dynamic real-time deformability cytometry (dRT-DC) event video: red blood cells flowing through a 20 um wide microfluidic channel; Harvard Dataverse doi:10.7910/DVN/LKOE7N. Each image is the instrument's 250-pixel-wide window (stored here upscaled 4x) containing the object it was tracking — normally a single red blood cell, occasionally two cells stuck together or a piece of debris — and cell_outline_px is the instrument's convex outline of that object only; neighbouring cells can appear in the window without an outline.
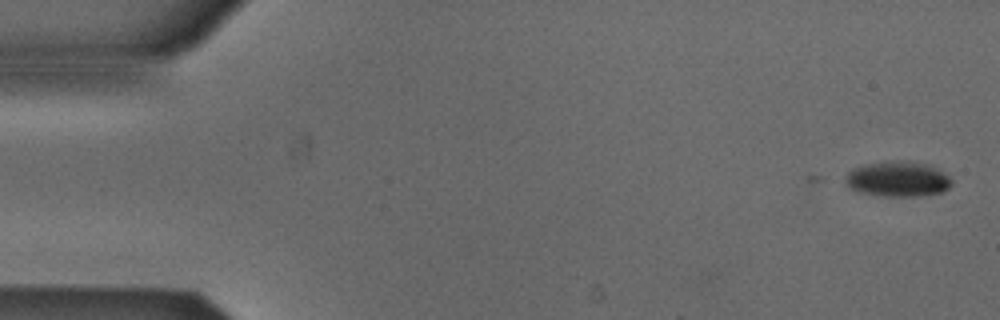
{"species": "Egyptian fruit bat (a non-hibernating species)", "species_latin": "Rousettus aegyptiacus", "temperature_condition": "cold", "stored_images_in_passage": 6, "camera_frame_rate_fps": 3000, "um_per_image_px": 0.085, "animal": {"sex": "male"}, "frame": {"image": 1, "passage_image": 1, "time_ms": 0.0, "image_size_px": [1000, 320], "cell_outline_px": [[952, 184], [944, 192], [920, 196], [880, 196], [856, 192], [848, 188], [840, 180], [852, 168], [864, 164], [900, 160], [908, 160], [932, 164], [944, 172], [952, 180]], "centroid_in_image_um": [76.27, 15.21], "position_along_channel_um": 8.7, "area_um2": 22.72}}